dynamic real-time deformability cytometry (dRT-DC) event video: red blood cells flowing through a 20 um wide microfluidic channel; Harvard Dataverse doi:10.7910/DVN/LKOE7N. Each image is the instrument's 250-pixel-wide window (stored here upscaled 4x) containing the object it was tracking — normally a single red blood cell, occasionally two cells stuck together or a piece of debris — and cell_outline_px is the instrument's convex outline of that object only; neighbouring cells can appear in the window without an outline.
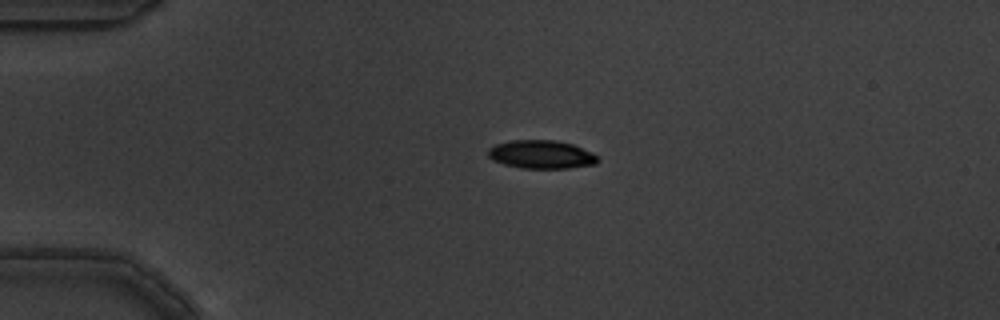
{"species": "common noctule bat (a hibernating species)", "species_latin": "Nyctalus noctula", "temperature_condition": "warm", "stored_images_in_passage": 4, "camera_frame_rate_fps": 3000, "um_per_image_px": 0.085, "animal": {"sex": "male", "body_mass_g": 19.5, "forearm_length_mm": 54.6}, "frame": {"image": 1, "passage_image": 3, "time_ms": 0.667, "image_size_px": [1000, 320], "cell_outline_px": [[600, 160], [596, 164], [568, 168], [520, 168], [504, 164], [492, 160], [488, 156], [488, 148], [496, 144], [512, 140], [556, 140], [572, 144], [592, 152]], "centroid_in_image_um": [46.01, 13.13], "position_along_channel_um": 39.0, "area_um2": 18.15}}